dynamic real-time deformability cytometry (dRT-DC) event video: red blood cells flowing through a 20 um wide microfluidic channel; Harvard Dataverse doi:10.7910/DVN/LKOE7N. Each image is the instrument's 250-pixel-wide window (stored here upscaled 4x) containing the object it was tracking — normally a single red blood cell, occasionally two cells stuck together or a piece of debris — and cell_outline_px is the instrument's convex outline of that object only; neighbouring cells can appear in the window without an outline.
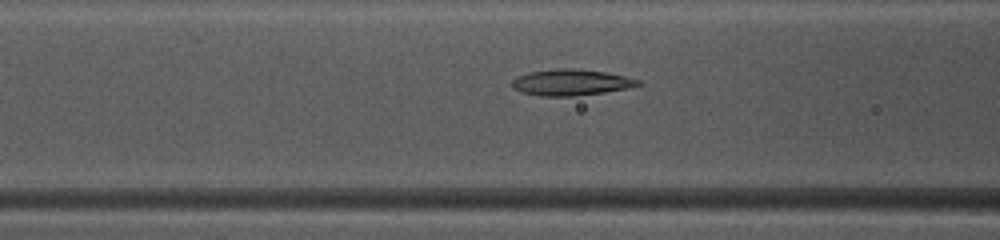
{"species": "common noctule bat (a hibernating species)", "species_latin": "Nyctalus noctula", "temperature_condition": "warm", "stored_images_in_passage": 49, "camera_frame_rate_fps": 3000, "um_per_image_px": 0.085, "animal": {"sex": "female", "body_mass_g": 10.0, "forearm_length_mm": 53.1}, "frame": {"image": 1, "passage_image": 20, "time_ms": 6.333, "image_size_px": [1000, 240], "cell_outline_px": [[644, 84], [628, 88], [604, 92], [572, 96], [540, 96], [520, 92], [512, 88], [512, 80], [516, 76], [528, 72], [560, 68], [572, 68], [604, 72], [624, 76], [640, 80]], "centroid_in_image_um": [48.51, 7.0], "position_along_channel_um": 118.1, "area_um2": 19.25}}
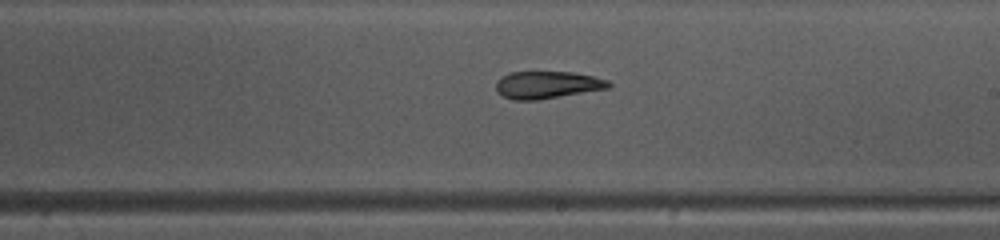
{"frame": {"image": 2, "passage_image": 29, "time_ms": 9.333, "image_size_px": [1000, 240], "cell_outline_px": [[612, 84], [608, 88], [540, 100], [512, 100], [504, 96], [496, 88], [496, 80], [500, 76], [508, 72], [572, 72], [592, 76], [608, 80]], "centroid_in_image_um": [46.49, 7.21], "position_along_channel_um": 242.5, "area_um2": 17.98}}
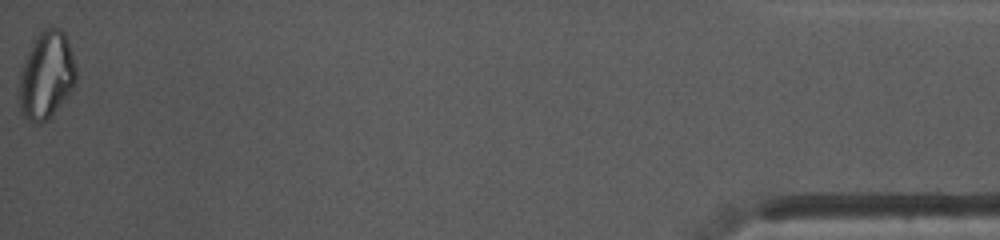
{"frame": {"image": 3, "passage_image": 49, "time_ms": 16.0, "image_size_px": [1000, 240], "cell_outline_px": [[76, 80], [68, 96], [40, 124], [32, 124], [20, 112], [20, 72], [32, 40], [44, 28], [60, 28], [64, 32], [76, 64]], "centroid_in_image_um": [3.94, 6.38], "position_along_channel_um": 431.3, "area_um2": 28.67}}